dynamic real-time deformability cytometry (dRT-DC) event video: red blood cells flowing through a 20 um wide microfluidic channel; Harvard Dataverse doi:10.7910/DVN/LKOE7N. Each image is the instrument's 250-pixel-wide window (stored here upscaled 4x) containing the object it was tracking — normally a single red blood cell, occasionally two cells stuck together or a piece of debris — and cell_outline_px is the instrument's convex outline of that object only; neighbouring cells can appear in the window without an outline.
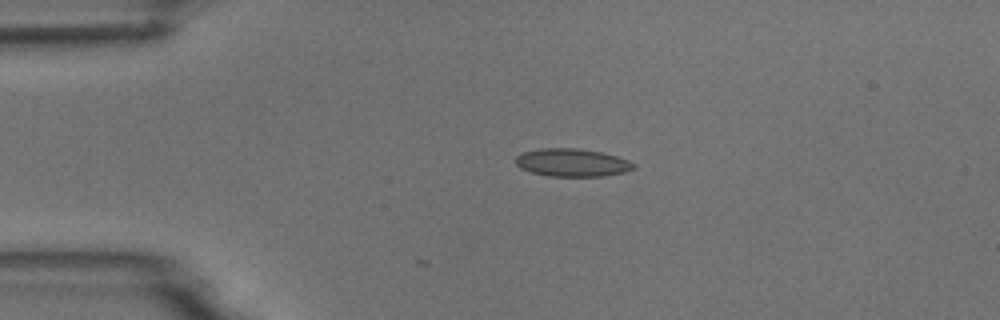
{"species": "common noctule bat (a hibernating species)", "species_latin": "Nyctalus noctula", "temperature_condition": "room temperature", "stored_images_in_passage": 3, "camera_frame_rate_fps": 3000, "um_per_image_px": 0.085, "animal": {"sex": "male", "body_mass_g": 18.8}, "frame": {"image": 1, "passage_image": 1, "time_ms": 0.0, "image_size_px": [1000, 320], "cell_outline_px": [[636, 168], [624, 172], [604, 176], [548, 176], [532, 172], [520, 168], [516, 164], [516, 156], [524, 152], [540, 148], [576, 148], [600, 152], [616, 156], [628, 160], [636, 164]], "centroid_in_image_um": [48.64, 13.82], "position_along_channel_um": 36.4, "area_um2": 19.13}}